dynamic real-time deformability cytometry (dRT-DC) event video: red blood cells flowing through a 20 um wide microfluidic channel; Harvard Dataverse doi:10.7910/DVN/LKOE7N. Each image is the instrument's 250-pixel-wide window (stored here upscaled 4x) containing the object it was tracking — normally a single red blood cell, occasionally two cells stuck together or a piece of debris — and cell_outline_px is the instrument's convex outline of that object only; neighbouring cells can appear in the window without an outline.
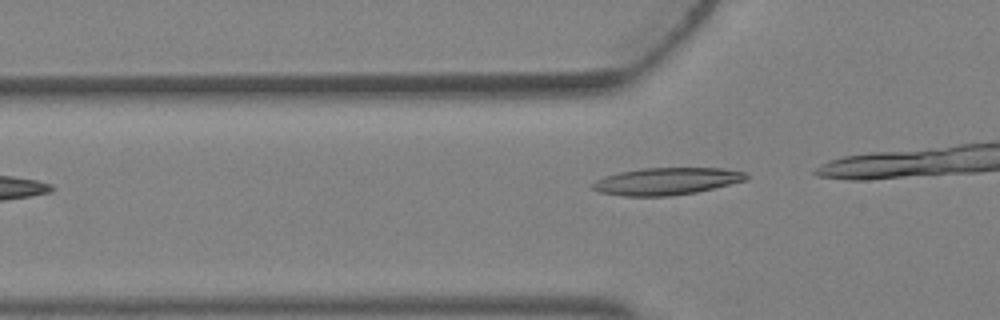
{"species": "Egyptian fruit bat (a non-hibernating species)", "species_latin": "Rousettus aegyptiacus", "temperature_condition": "warm", "stored_images_in_passage": 5, "camera_frame_rate_fps": 3000, "um_per_image_px": 0.085, "animal": {"sex": "female"}, "frame": {"image": 1, "passage_image": 3, "time_ms": 0.667, "image_size_px": [1000, 320], "cell_outline_px": [[748, 180], [696, 192], [672, 196], [624, 196], [600, 192], [592, 188], [592, 184], [596, 180], [604, 176], [620, 172], [644, 168], [724, 168], [744, 172], [748, 176]], "centroid_in_image_um": [56.67, 15.4], "position_along_channel_um": 69.1, "area_um2": 24.28}}